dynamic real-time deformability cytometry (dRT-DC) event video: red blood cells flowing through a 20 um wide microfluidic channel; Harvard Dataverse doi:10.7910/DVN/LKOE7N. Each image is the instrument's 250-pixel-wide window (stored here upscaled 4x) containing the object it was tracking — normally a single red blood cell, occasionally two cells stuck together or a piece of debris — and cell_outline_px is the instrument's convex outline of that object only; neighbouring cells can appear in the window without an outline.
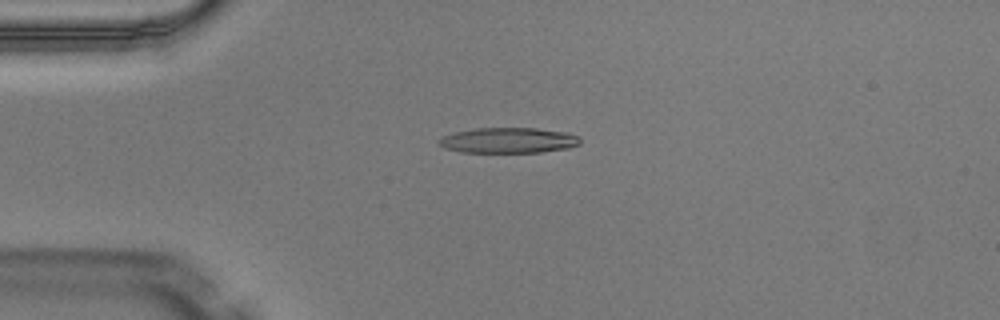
{"species": "Egyptian fruit bat (a non-hibernating species)", "species_latin": "Rousettus aegyptiacus", "temperature_condition": "warm", "stored_images_in_passage": 3, "camera_frame_rate_fps": 3000, "um_per_image_px": 0.085, "animal": {"sex": "male"}, "frame": {"image": 1, "passage_image": 1, "time_ms": 0.0, "image_size_px": [1000, 320], "cell_outline_px": [[580, 144], [568, 148], [540, 152], [460, 152], [444, 148], [436, 140], [444, 136], [456, 132], [476, 128], [536, 128], [568, 132], [580, 136]], "centroid_in_image_um": [43.24, 11.93], "position_along_channel_um": 41.8, "area_um2": 20.98}}